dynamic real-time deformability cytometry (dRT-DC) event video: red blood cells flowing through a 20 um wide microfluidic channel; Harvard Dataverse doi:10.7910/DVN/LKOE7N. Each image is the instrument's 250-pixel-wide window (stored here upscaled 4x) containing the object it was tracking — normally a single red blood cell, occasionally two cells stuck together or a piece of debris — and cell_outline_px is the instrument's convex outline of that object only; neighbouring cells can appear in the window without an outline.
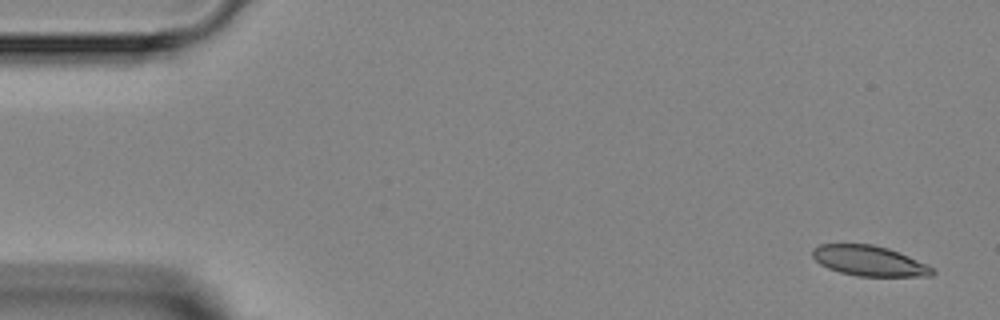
{"species": "Egyptian fruit bat (a non-hibernating species)", "species_latin": "Rousettus aegyptiacus", "temperature_condition": "room temperature", "stored_images_in_passage": 4, "camera_frame_rate_fps": 3000, "um_per_image_px": 0.085, "animal": {"sex": "female"}, "frame": {"image": 1, "passage_image": 1, "time_ms": 0.0, "image_size_px": [1000, 320], "cell_outline_px": [[936, 272], [932, 276], [856, 276], [840, 272], [828, 268], [820, 264], [812, 256], [812, 248], [820, 244], [872, 244], [888, 248], [908, 256], [932, 268]], "centroid_in_image_um": [73.84, 22.17], "position_along_channel_um": 11.2, "area_um2": 20.98}}
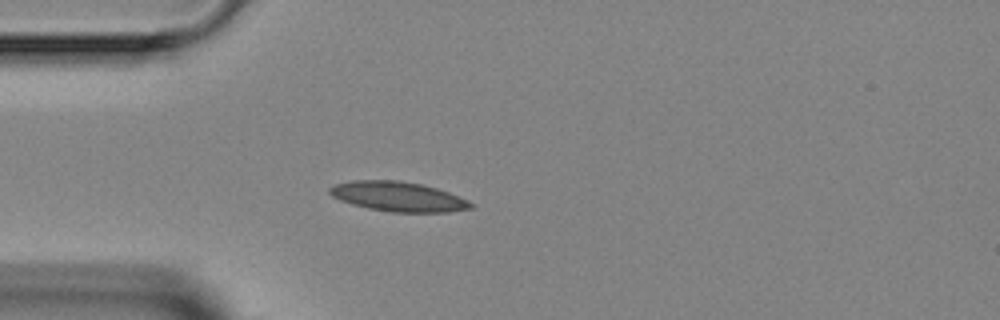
{"frame": {"image": 2, "passage_image": 4, "time_ms": 3.667, "image_size_px": [1000, 320], "cell_outline_px": [[472, 208], [448, 212], [392, 212], [368, 208], [352, 204], [340, 200], [332, 196], [328, 192], [328, 188], [336, 184], [352, 180], [396, 180], [420, 184], [436, 188], [448, 192], [468, 200], [472, 204]], "centroid_in_image_um": [33.81, 16.71], "position_along_channel_um": 51.2, "area_um2": 24.28}}